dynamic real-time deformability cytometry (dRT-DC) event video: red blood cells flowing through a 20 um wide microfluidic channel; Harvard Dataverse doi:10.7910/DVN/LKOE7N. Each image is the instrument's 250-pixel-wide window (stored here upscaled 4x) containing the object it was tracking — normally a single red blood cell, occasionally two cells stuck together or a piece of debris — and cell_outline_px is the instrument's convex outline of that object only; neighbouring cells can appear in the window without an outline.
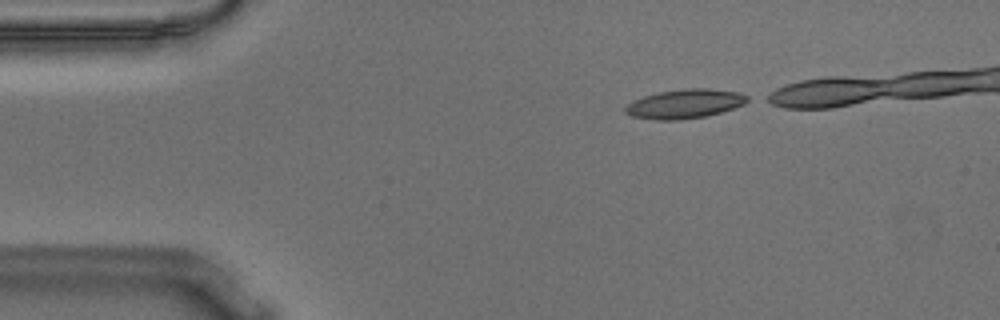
{"species": "Egyptian fruit bat (a non-hibernating species)", "species_latin": "Rousettus aegyptiacus", "temperature_condition": "warm", "stored_images_in_passage": 36, "camera_frame_rate_fps": 3000, "um_per_image_px": 0.085, "animal": {"sex": "male"}, "frame": {"image": 1, "passage_image": 1, "time_ms": 0.0, "image_size_px": [1000, 320], "cell_outline_px": [[752, 100], [744, 104], [720, 112], [704, 116], [680, 120], [652, 120], [632, 116], [624, 112], [624, 108], [632, 100], [644, 96], [660, 92], [684, 88], [708, 88], [736, 92], [748, 96]], "centroid_in_image_um": [58.19, 8.82], "position_along_channel_um": 26.8, "area_um2": 20.75}}
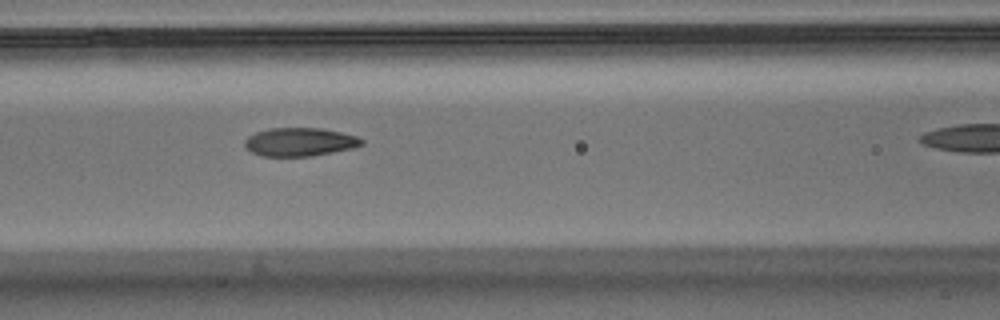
{"frame": {"image": 2, "passage_image": 15, "time_ms": 4.667, "image_size_px": [1000, 320], "cell_outline_px": [[364, 144], [352, 148], [312, 156], [260, 156], [244, 148], [244, 140], [248, 136], [256, 132], [268, 128], [324, 128], [356, 136], [364, 140]], "centroid_in_image_um": [25.45, 12.06], "position_along_channel_um": 141.2, "area_um2": 19.48}}
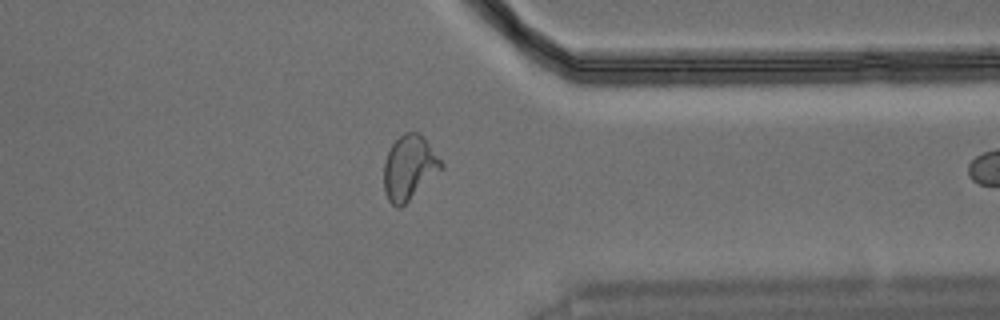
{"frame": {"image": 3, "passage_image": 35, "time_ms": 11.333, "image_size_px": [1000, 320], "cell_outline_px": [[444, 168], [400, 208], [396, 208], [388, 200], [384, 192], [384, 160], [392, 144], [404, 132], [420, 132], [424, 136], [444, 164]], "centroid_in_image_um": [34.79, 14.24], "position_along_channel_um": 376.6, "area_um2": 21.68}}